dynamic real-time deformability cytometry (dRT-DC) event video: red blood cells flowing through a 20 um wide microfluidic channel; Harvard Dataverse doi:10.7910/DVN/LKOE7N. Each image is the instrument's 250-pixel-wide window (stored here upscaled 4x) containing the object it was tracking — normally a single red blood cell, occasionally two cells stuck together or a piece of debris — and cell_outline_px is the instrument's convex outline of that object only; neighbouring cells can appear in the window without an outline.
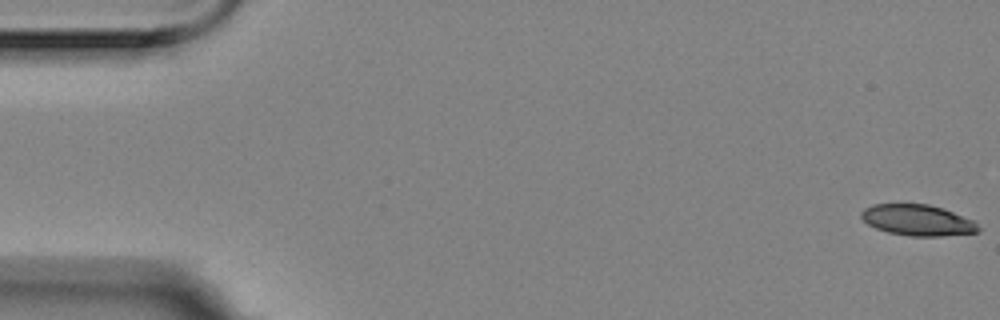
{"species": "Egyptian fruit bat (a non-hibernating species)", "species_latin": "Rousettus aegyptiacus", "temperature_condition": "room temperature", "stored_images_in_passage": 17, "camera_frame_rate_fps": 3000, "um_per_image_px": 0.085, "animal": {"sex": "female"}, "frame": {"image": 1, "passage_image": 1, "time_ms": 0.0, "image_size_px": [1000, 320], "cell_outline_px": [[980, 232], [944, 236], [908, 236], [888, 232], [876, 228], [868, 224], [860, 216], [860, 212], [864, 208], [872, 204], [928, 204], [944, 208], [972, 220], [980, 228]], "centroid_in_image_um": [77.99, 18.71], "position_along_channel_um": 7.0, "area_um2": 21.21}}